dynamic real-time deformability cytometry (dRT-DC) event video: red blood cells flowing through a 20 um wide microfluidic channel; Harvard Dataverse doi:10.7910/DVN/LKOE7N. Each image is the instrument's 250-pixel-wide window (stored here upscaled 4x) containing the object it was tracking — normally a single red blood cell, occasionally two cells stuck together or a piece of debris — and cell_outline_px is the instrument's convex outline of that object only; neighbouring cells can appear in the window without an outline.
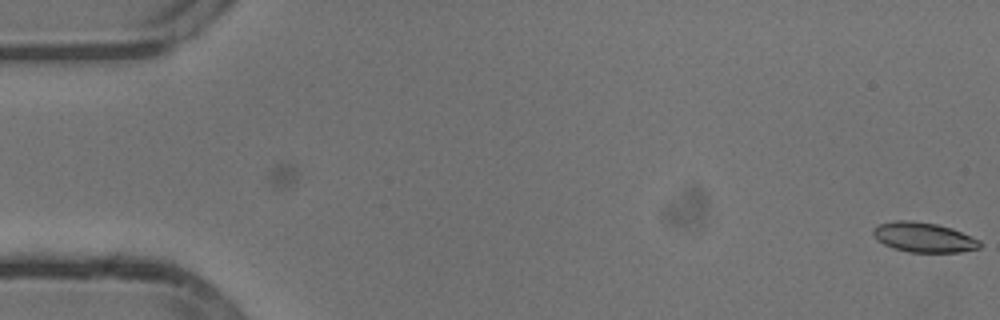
{"species": "common noctule bat (a hibernating species)", "species_latin": "Nyctalus noctula", "temperature_condition": "cold", "stored_images_in_passage": 6, "camera_frame_rate_fps": 3000, "um_per_image_px": 0.085, "animal": {"sex": "male", "body_mass_g": 13.3}, "frame": {"image": 1, "passage_image": 6, "time_ms": 1.667, "image_size_px": [1000, 320], "cell_outline_px": [[984, 244], [980, 248], [960, 252], [908, 252], [884, 244], [876, 240], [872, 232], [872, 228], [880, 224], [896, 220], [912, 220], [936, 224], [952, 228], [980, 240]], "centroid_in_image_um": [78.53, 20.17], "position_along_channel_um": 6.5, "area_um2": 18.61}}